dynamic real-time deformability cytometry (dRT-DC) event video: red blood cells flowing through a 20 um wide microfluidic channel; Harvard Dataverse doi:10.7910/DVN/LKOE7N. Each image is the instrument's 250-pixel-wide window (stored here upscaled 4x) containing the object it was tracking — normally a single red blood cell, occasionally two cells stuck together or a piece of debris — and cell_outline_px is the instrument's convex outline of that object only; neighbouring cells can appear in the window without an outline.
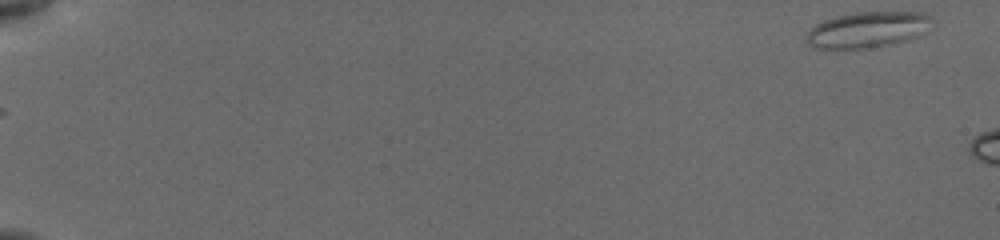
{"species": "common noctule bat (a hibernating species)", "species_latin": "Nyctalus noctula", "temperature_condition": "cold", "stored_images_in_passage": 33, "camera_frame_rate_fps": 3000, "um_per_image_px": 0.085, "animal": {"sex": "female", "body_mass_g": 19.5, "forearm_length_mm": 54.1}, "frame": {"image": 1, "passage_image": 3, "time_ms": 0.333, "image_size_px": [1000, 240], "cell_outline_px": [[924, 16], [908, 36], [896, 40], [880, 44], [860, 48], [820, 48], [808, 44], [808, 32], [812, 28], [828, 20], [840, 16], [860, 12], [908, 12]], "centroid_in_image_um": [73.36, 2.52], "position_along_channel_um": 11.6, "area_um2": 22.66}}